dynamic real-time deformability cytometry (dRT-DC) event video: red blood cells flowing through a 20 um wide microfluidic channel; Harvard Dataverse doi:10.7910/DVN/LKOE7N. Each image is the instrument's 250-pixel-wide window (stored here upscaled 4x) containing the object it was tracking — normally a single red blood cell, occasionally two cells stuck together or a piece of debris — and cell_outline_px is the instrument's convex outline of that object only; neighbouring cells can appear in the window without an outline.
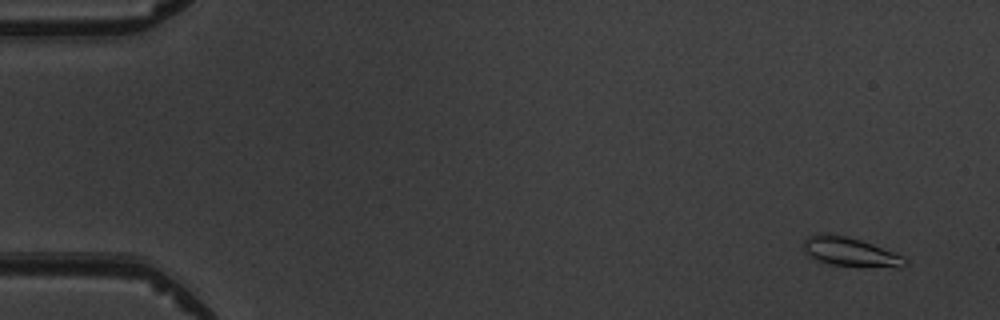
{"species": "common noctule bat (a hibernating species)", "species_latin": "Nyctalus noctula", "temperature_condition": "warm", "stored_images_in_passage": 5, "camera_frame_rate_fps": 3000, "um_per_image_px": 0.085, "animal": {"sex": "male", "body_mass_g": 19.5, "forearm_length_mm": 54.6}, "frame": {"image": 1, "passage_image": 2, "time_ms": 1.0, "image_size_px": [1000, 320], "cell_outline_px": [[908, 264], [900, 268], [896, 268], [828, 264], [808, 256], [804, 252], [804, 240], [808, 236], [820, 232], [844, 236], [860, 240], [872, 244], [904, 256], [908, 260]], "centroid_in_image_um": [72.29, 21.42], "position_along_channel_um": 12.7, "area_um2": 17.22}}
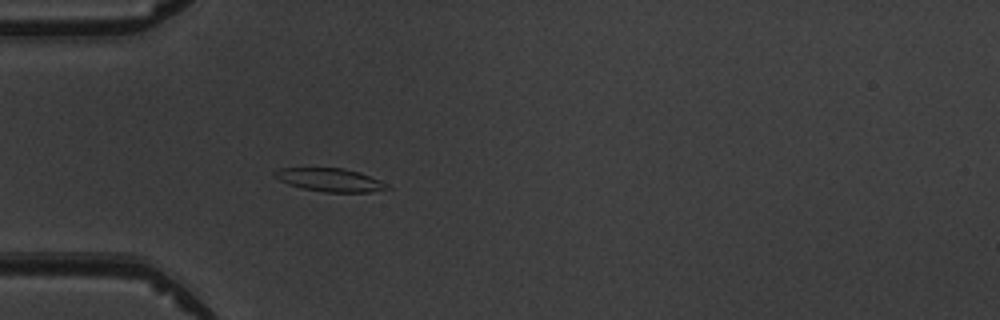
{"frame": {"image": 2, "passage_image": 5, "time_ms": 5.333, "image_size_px": [1000, 320], "cell_outline_px": [[392, 188], [372, 192], [328, 192], [300, 188], [288, 184], [280, 180], [272, 172], [280, 168], [340, 168], [360, 172], [380, 180], [388, 184]], "centroid_in_image_um": [28.09, 15.3], "position_along_channel_um": 56.9, "area_um2": 15.2}}